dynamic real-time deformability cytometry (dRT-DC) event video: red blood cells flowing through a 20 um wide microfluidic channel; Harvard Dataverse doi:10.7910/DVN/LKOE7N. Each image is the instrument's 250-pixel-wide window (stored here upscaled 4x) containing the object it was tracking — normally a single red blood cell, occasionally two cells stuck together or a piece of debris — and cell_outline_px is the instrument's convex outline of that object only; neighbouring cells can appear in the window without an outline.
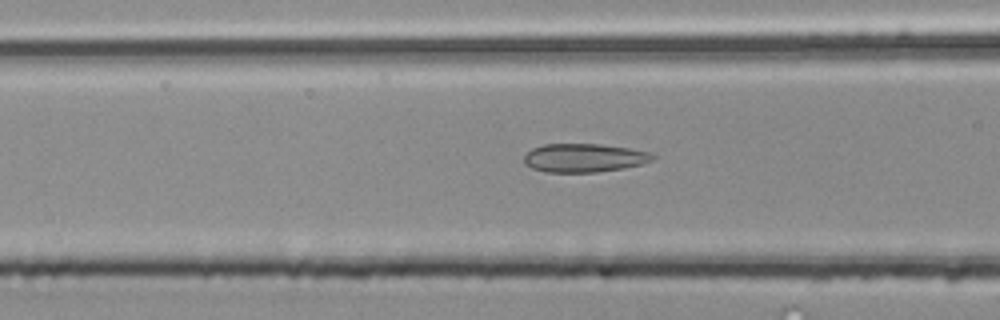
{"species": "common noctule bat (a hibernating species)", "species_latin": "Nyctalus noctula", "temperature_condition": "room temperature", "stored_images_in_passage": 30, "camera_frame_rate_fps": 3000, "um_per_image_px": 0.085, "animal": {"sex": "male", "body_mass_g": 20.4}, "frame": {"image": 1, "passage_image": 9, "time_ms": 2.667, "image_size_px": [1000, 320], "cell_outline_px": [[656, 156], [652, 160], [640, 164], [624, 168], [596, 172], [544, 172], [532, 168], [524, 164], [524, 156], [532, 148], [544, 144], [600, 144], [628, 148], [648, 152]], "centroid_in_image_um": [49.61, 13.42], "position_along_channel_um": 117.0, "area_um2": 21.33}}
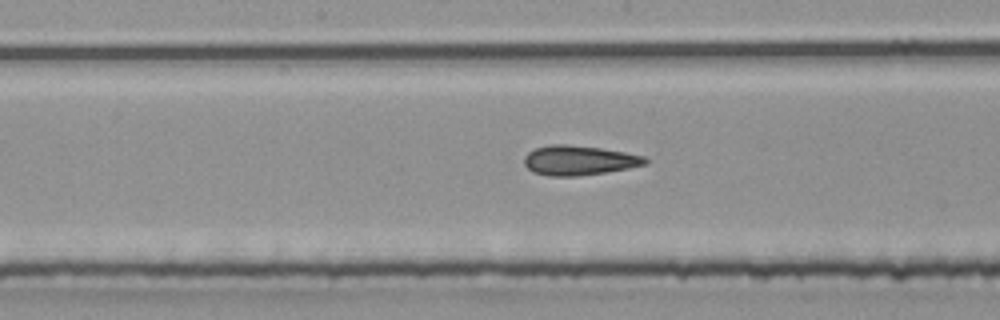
{"frame": {"image": 2, "passage_image": 15, "time_ms": 4.667, "image_size_px": [1000, 320], "cell_outline_px": [[648, 164], [628, 168], [604, 172], [576, 176], [548, 176], [532, 172], [524, 164], [524, 156], [528, 152], [536, 148], [552, 144], [568, 144], [600, 148], [624, 152], [644, 156], [648, 160]], "centroid_in_image_um": [49.19, 13.63], "position_along_channel_um": 199.0, "area_um2": 20.87}}
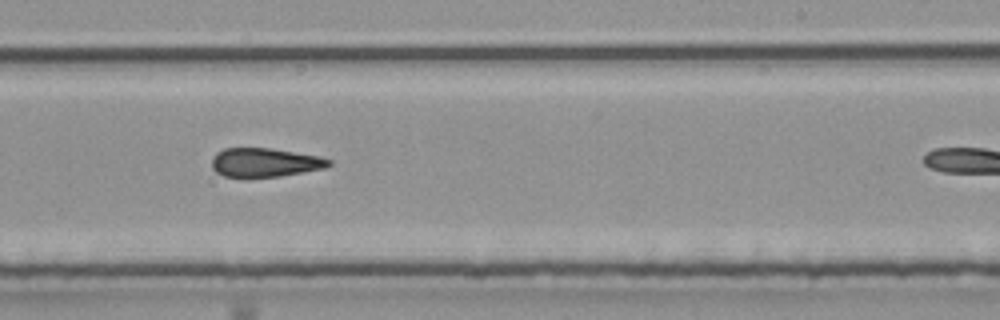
{"frame": {"image": 3, "passage_image": 20, "time_ms": 6.333, "image_size_px": [1000, 320], "cell_outline_px": [[332, 164], [324, 168], [280, 176], [224, 176], [216, 172], [212, 168], [212, 156], [216, 152], [224, 148], [268, 148], [320, 156], [332, 160]], "centroid_in_image_um": [22.51, 13.79], "position_along_channel_um": 266.5, "area_um2": 19.48}}